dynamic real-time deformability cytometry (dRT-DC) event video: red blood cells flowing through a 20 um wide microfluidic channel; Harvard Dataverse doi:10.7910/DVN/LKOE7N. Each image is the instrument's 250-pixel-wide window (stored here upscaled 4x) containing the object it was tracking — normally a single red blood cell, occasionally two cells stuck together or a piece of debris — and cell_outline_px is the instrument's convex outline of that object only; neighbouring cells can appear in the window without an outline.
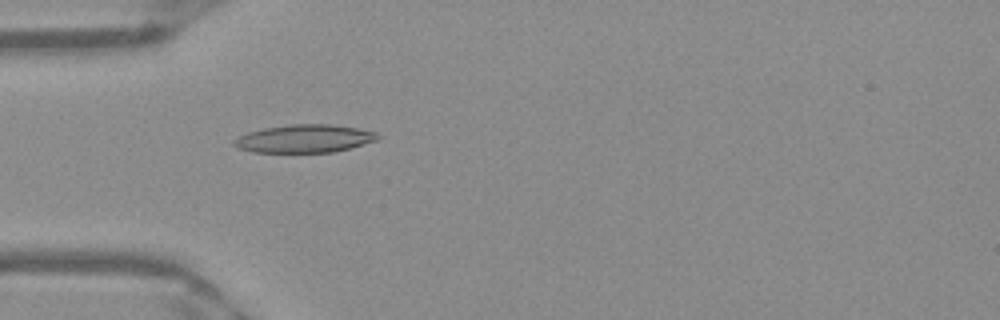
{"species": "Egyptian fruit bat (a non-hibernating species)", "species_latin": "Rousettus aegyptiacus", "temperature_condition": "warm", "stored_images_in_passage": 52, "camera_frame_rate_fps": 3000, "um_per_image_px": 0.085, "frame": {"image": 1, "passage_image": 16, "time_ms": 5.0, "image_size_px": [1000, 320], "cell_outline_px": [[380, 136], [376, 140], [348, 148], [332, 152], [256, 152], [240, 148], [232, 144], [232, 140], [248, 132], [264, 128], [288, 124], [332, 124], [356, 128], [376, 132]], "centroid_in_image_um": [25.86, 11.77], "position_along_channel_um": 59.1, "area_um2": 23.18}}
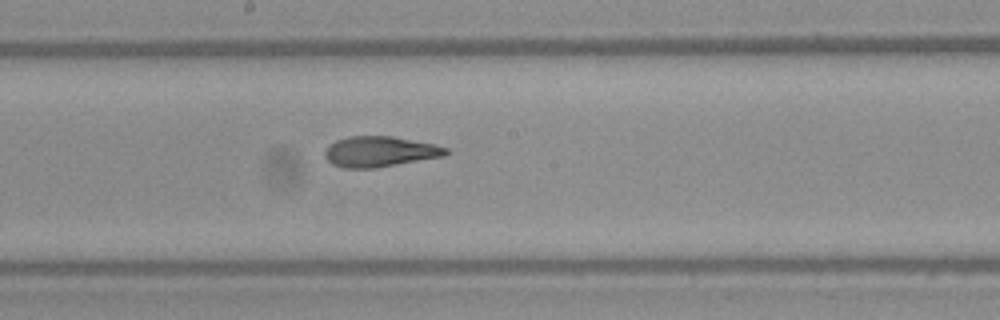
{"frame": {"image": 2, "passage_image": 28, "time_ms": 9.0, "image_size_px": [1000, 320], "cell_outline_px": [[452, 152], [444, 156], [376, 168], [344, 168], [332, 164], [328, 160], [324, 152], [336, 140], [348, 136], [392, 136], [432, 144], [448, 148]], "centroid_in_image_um": [32.31, 12.89], "position_along_channel_um": 215.9, "area_um2": 21.39}}
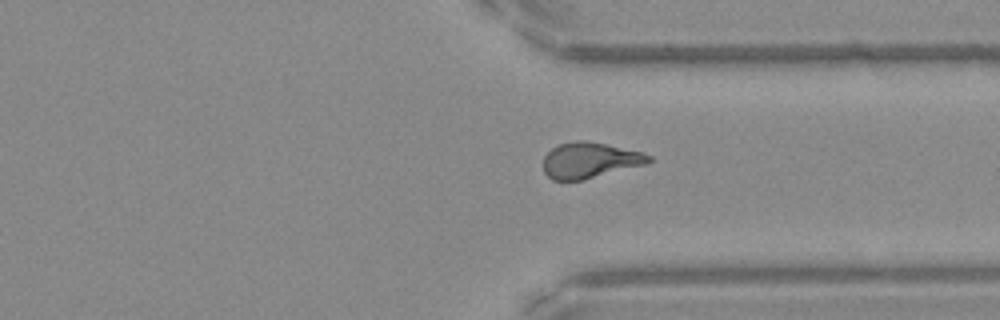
{"frame": {"image": 3, "passage_image": 39, "time_ms": 12.667, "image_size_px": [1000, 320], "cell_outline_px": [[652, 160], [648, 164], [584, 180], [552, 180], [544, 172], [544, 156], [552, 148], [560, 144], [576, 140], [588, 140], [640, 152], [652, 156]], "centroid_in_image_um": [50.14, 13.63], "position_along_channel_um": 361.3, "area_um2": 22.02}, "authors_computed_cell_mechanics": {"area_um2": 21.9929, "velocity_mm_per_s": 3.9688, "shape_relaxation_time_tau1_ms": null, "shape_relaxation_time_tau2_ms": 2.1196, "deformation_change_tau1": null, "deformation_change_tau2": 0.0982}}